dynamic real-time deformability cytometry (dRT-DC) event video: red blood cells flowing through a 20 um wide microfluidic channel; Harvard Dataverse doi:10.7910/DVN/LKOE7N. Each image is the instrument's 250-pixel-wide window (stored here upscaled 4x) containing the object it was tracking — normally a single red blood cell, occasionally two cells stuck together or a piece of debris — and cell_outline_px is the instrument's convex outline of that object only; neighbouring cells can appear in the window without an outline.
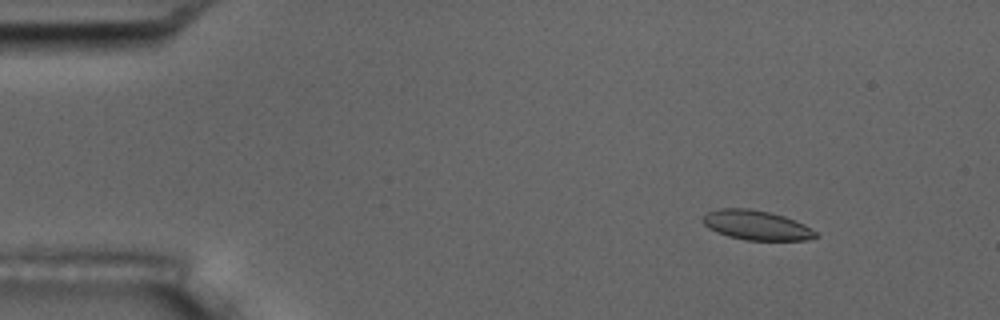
{"species": "common noctule bat (a hibernating species)", "species_latin": "Nyctalus noctula", "temperature_condition": "room temperature", "stored_images_in_passage": 3, "camera_frame_rate_fps": 3000, "um_per_image_px": 0.085, "animal": {"sex": "male", "body_mass_g": 17.5, "forearm_length_mm": 52.3}, "frame": {"image": 1, "passage_image": 1, "time_ms": 0.0, "image_size_px": [1000, 320], "cell_outline_px": [[820, 236], [808, 240], [744, 240], [728, 236], [716, 232], [708, 228], [704, 224], [704, 216], [708, 212], [720, 208], [748, 208], [768, 212], [784, 216], [804, 224], [816, 232]], "centroid_in_image_um": [64.31, 19.15], "position_along_channel_um": 20.7, "area_um2": 19.36}}
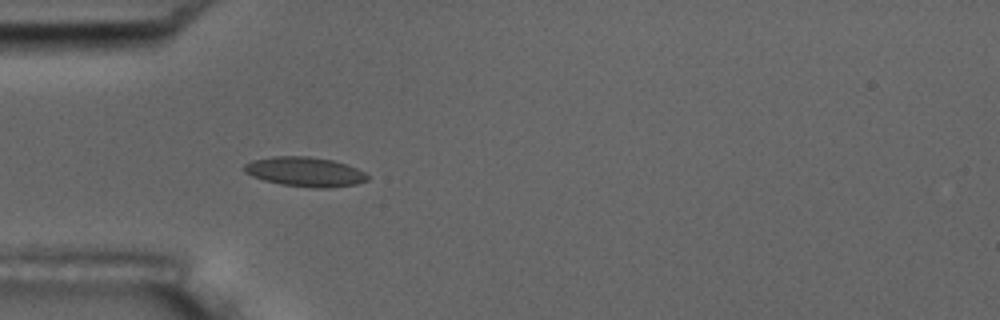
{"frame": {"image": 2, "passage_image": 3, "time_ms": 3.333, "image_size_px": [1000, 320], "cell_outline_px": [[368, 180], [356, 184], [328, 188], [312, 188], [280, 184], [264, 180], [252, 176], [244, 172], [244, 164], [252, 160], [272, 156], [308, 156], [332, 160], [356, 168], [364, 172], [368, 176]], "centroid_in_image_um": [25.9, 14.6], "position_along_channel_um": 59.1, "area_um2": 21.21}}